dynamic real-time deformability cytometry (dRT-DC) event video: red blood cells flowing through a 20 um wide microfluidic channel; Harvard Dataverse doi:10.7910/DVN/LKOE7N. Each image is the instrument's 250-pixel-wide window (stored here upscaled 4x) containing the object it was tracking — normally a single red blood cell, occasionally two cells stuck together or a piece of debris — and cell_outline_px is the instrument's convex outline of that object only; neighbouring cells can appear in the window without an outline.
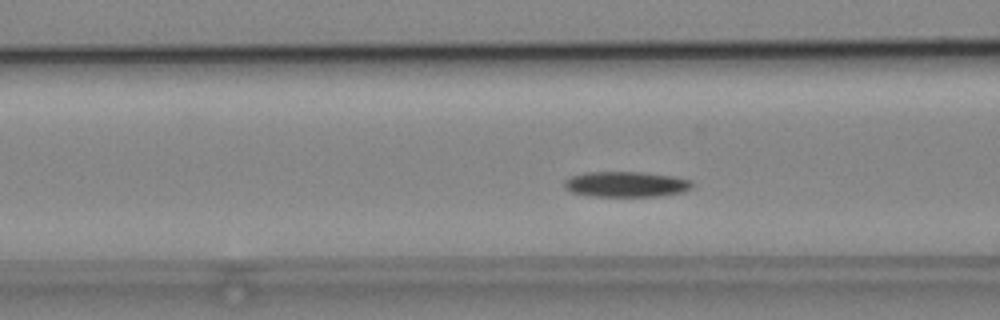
{"species": "common noctule bat (a hibernating species)", "species_latin": "Nyctalus noctula", "temperature_condition": "cold", "stored_images_in_passage": 43, "camera_frame_rate_fps": 3000, "um_per_image_px": 0.085, "animal": {"sex": "male", "body_mass_g": 19.2, "forearm_length_mm": 51.8}, "frame": {"image": 1, "passage_image": 9, "time_ms": 2.667, "image_size_px": [1000, 320], "cell_outline_px": [[692, 188], [684, 192], [656, 196], [588, 196], [572, 192], [564, 188], [564, 180], [572, 176], [588, 172], [640, 172], [672, 176], [692, 180]], "centroid_in_image_um": [53.21, 15.66], "position_along_channel_um": 113.4, "area_um2": 18.96}}
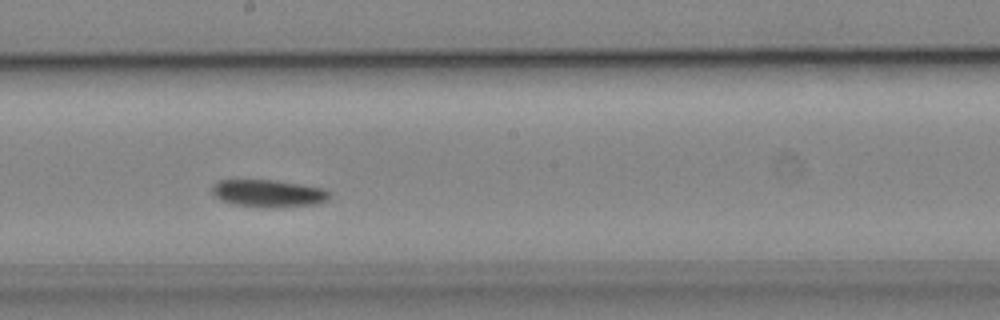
{"frame": {"image": 2, "passage_image": 18, "time_ms": 5.667, "image_size_px": [1000, 320], "cell_outline_px": [[332, 196], [328, 200], [320, 204], [276, 208], [236, 204], [220, 200], [212, 192], [212, 184], [220, 180], [272, 180], [320, 188], [332, 192]], "centroid_in_image_um": [22.86, 16.45], "position_along_channel_um": 225.3, "area_um2": 18.67}}
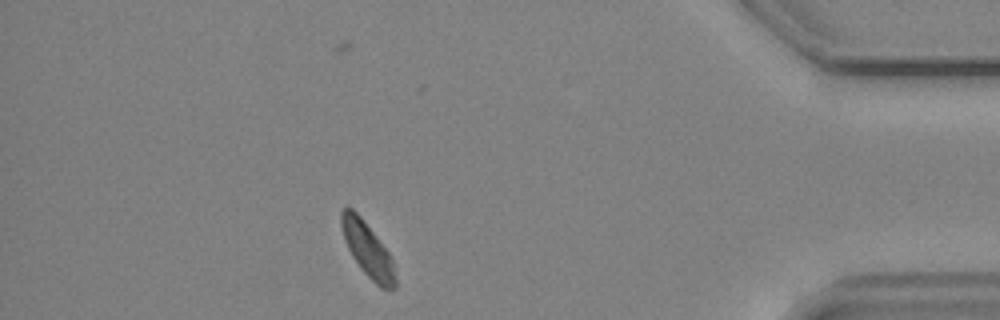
{"frame": {"image": 3, "passage_image": 36, "time_ms": 11.667, "image_size_px": [1000, 320], "cell_outline_px": [[396, 288], [380, 288], [360, 268], [352, 256], [344, 240], [340, 224], [340, 212], [344, 208], [352, 208], [360, 216], [388, 252], [392, 260], [396, 276]], "centroid_in_image_um": [31.23, 21.22], "position_along_channel_um": 404.0, "area_um2": 16.82}, "authors_computed_cell_mechanics": {"area_um2": 18.2648, "velocity_mm_per_s": 3.7474, "shape_relaxation_time_tau1_ms": 3.0832, "shape_relaxation_time_tau2_ms": null, "deformation_change_tau1": 0.0798, "deformation_change_tau2": null}}